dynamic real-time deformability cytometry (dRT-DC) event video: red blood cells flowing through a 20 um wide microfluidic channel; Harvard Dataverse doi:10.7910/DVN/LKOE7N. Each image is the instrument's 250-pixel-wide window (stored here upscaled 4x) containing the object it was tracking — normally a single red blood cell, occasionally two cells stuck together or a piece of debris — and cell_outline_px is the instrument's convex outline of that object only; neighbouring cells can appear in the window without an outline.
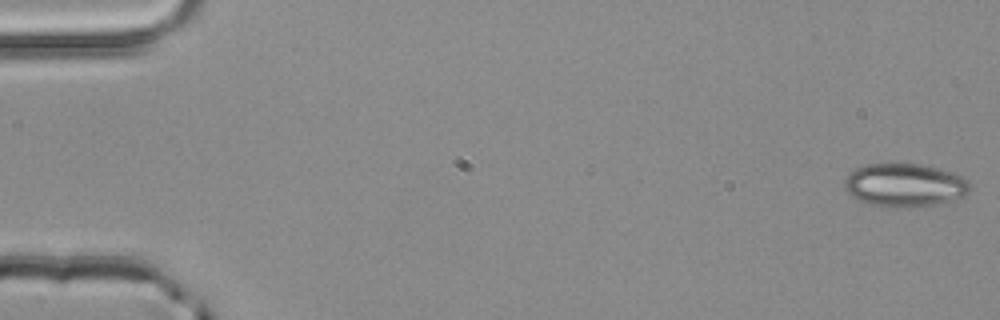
{"species": "common noctule bat (a hibernating species)", "species_latin": "Nyctalus noctula", "temperature_condition": "room temperature", "stored_images_in_passage": 4, "camera_frame_rate_fps": 3000, "um_per_image_px": 0.085, "animal": {"sex": "male", "body_mass_g": 20.4}, "frame": {"image": 1, "passage_image": 1, "time_ms": 0.0, "image_size_px": [1000, 320], "cell_outline_px": [[968, 192], [964, 196], [936, 204], [896, 208], [872, 204], [860, 200], [852, 196], [844, 188], [844, 180], [856, 168], [868, 164], [920, 164], [952, 172], [968, 180]], "centroid_in_image_um": [76.88, 15.73], "position_along_channel_um": 8.1, "area_um2": 31.1}}
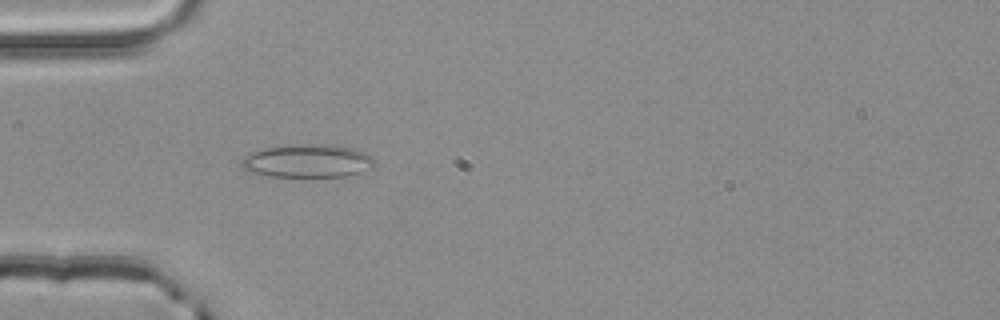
{"frame": {"image": 2, "passage_image": 4, "time_ms": 1.0, "image_size_px": [1000, 320], "cell_outline_px": [[376, 164], [372, 168], [348, 176], [272, 176], [248, 172], [244, 168], [240, 160], [244, 156], [252, 152], [264, 148], [288, 144], [336, 144], [352, 148], [364, 152], [372, 156]], "centroid_in_image_um": [26.16, 13.66], "position_along_channel_um": 58.8, "area_um2": 25.95}}